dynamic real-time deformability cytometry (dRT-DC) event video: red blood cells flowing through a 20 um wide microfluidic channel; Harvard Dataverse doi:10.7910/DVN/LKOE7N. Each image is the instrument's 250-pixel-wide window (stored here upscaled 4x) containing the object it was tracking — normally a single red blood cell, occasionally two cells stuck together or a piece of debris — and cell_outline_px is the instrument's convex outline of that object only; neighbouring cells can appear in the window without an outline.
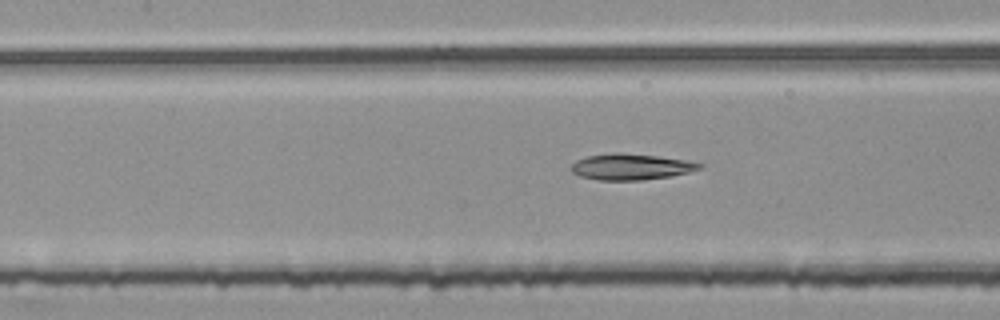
{"species": "common noctule bat (a hibernating species)", "species_latin": "Nyctalus noctula", "temperature_condition": "room temperature", "stored_images_in_passage": 28, "camera_frame_rate_fps": 3000, "um_per_image_px": 0.085, "animal": {"sex": "female", "body_mass_g": 25.1}, "frame": {"image": 1, "passage_image": 9, "time_ms": 2.667, "image_size_px": [1000, 320], "cell_outline_px": [[704, 164], [700, 168], [688, 172], [672, 176], [640, 180], [600, 180], [580, 176], [572, 172], [572, 164], [576, 160], [588, 156], [612, 152], [616, 152], [656, 156], [684, 160]], "centroid_in_image_um": [53.6, 14.17], "position_along_channel_um": 153.8, "area_um2": 19.25}}
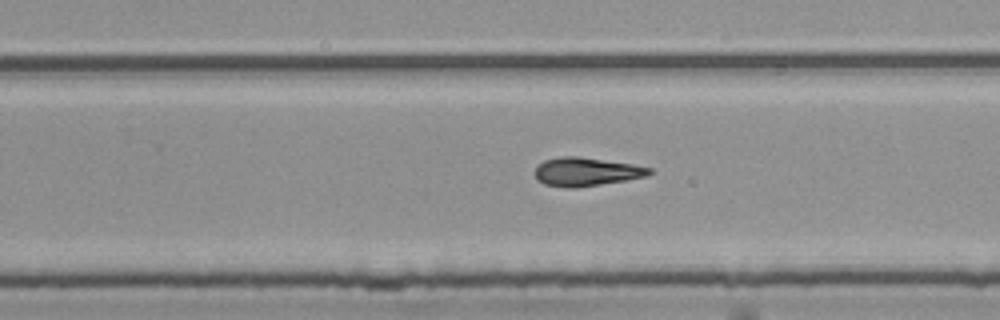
{"frame": {"image": 2, "passage_image": 19, "time_ms": 6.0, "image_size_px": [1000, 320], "cell_outline_px": [[652, 172], [648, 176], [628, 180], [576, 188], [568, 188], [544, 184], [536, 180], [532, 172], [544, 160], [560, 156], [576, 156], [632, 164], [652, 168]], "centroid_in_image_um": [49.8, 14.61], "position_along_channel_um": 280.0, "area_um2": 19.19}}
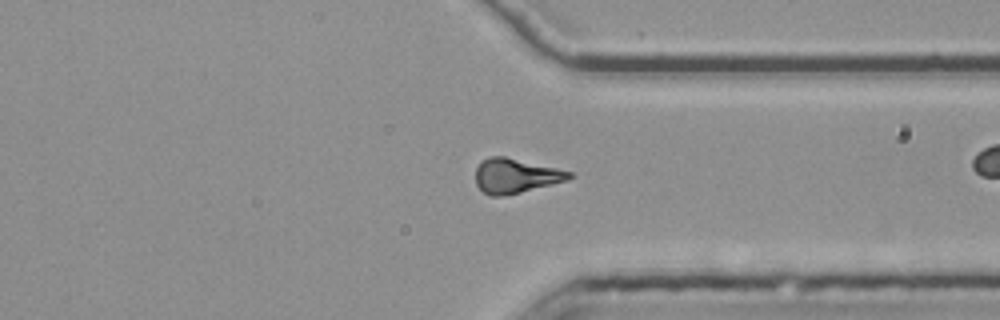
{"frame": {"image": 3, "passage_image": 26, "time_ms": 8.333, "image_size_px": [1000, 320], "cell_outline_px": [[572, 176], [568, 180], [520, 192], [500, 196], [488, 196], [476, 184], [476, 168], [488, 156], [504, 156], [556, 168], [572, 172]], "centroid_in_image_um": [43.81, 14.94], "position_along_channel_um": 367.6, "area_um2": 18.55}}